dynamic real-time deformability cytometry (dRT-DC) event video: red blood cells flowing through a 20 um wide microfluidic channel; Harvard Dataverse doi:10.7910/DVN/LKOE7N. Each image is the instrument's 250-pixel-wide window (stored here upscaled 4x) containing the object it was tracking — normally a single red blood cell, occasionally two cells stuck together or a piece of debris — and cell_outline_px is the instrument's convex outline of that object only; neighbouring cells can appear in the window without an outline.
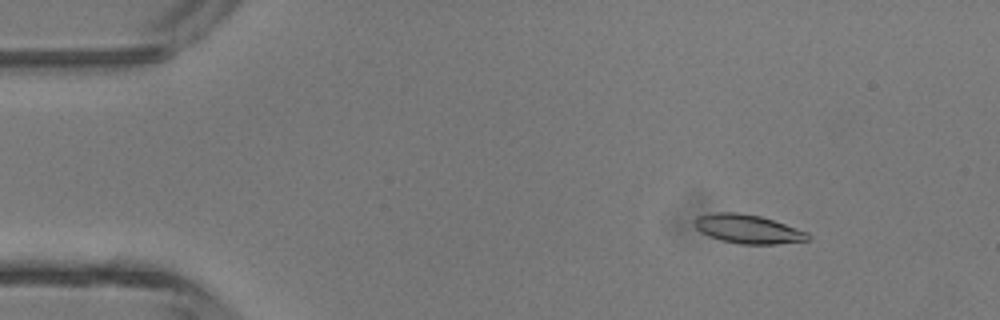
{"species": "common noctule bat (a hibernating species)", "species_latin": "Nyctalus noctula", "temperature_condition": "room temperature", "stored_images_in_passage": 3, "camera_frame_rate_fps": 3000, "um_per_image_px": 0.085, "animal": {"sex": "male", "body_mass_g": 13.3}, "frame": {"image": 1, "passage_image": 1, "time_ms": 0.0, "image_size_px": [1000, 320], "cell_outline_px": [[812, 240], [776, 244], [740, 244], [720, 240], [708, 236], [700, 232], [692, 224], [692, 220], [696, 216], [716, 212], [740, 212], [760, 216], [808, 232], [812, 236]], "centroid_in_image_um": [63.54, 19.47], "position_along_channel_um": 21.5, "area_um2": 19.36}}